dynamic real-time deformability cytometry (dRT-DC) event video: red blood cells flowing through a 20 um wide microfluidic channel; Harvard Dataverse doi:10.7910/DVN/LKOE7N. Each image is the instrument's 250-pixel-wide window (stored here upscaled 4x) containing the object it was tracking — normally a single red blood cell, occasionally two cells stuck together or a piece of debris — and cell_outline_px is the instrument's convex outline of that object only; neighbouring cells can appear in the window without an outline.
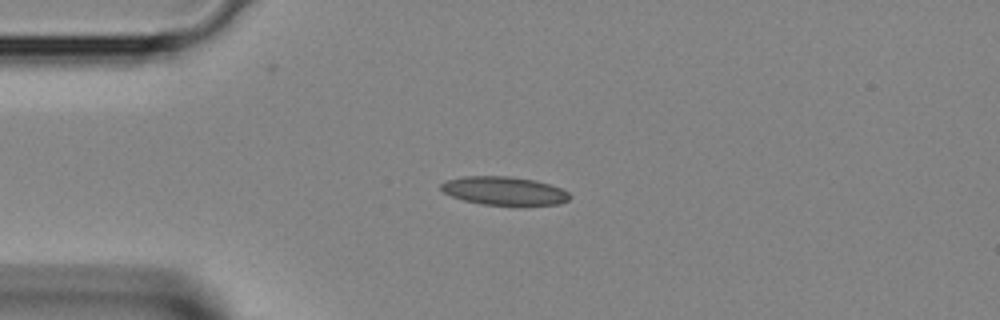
{"species": "Egyptian fruit bat (a non-hibernating species)", "species_latin": "Rousettus aegyptiacus", "temperature_condition": "room temperature", "stored_images_in_passage": 1, "camera_frame_rate_fps": 3000, "um_per_image_px": 0.085, "animal": {"sex": "female"}, "frame": {"image": 1, "passage_image": 1, "time_ms": 0.0, "image_size_px": [1000, 320], "cell_outline_px": [[568, 200], [560, 204], [484, 204], [464, 200], [452, 196], [444, 192], [440, 188], [440, 184], [444, 180], [464, 176], [508, 176], [536, 180], [560, 188], [568, 192]], "centroid_in_image_um": [42.8, 16.19], "position_along_channel_um": 42.2, "area_um2": 20.92}}